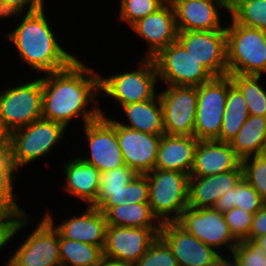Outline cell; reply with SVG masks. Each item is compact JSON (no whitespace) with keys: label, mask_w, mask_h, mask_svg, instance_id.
I'll list each match as a JSON object with an SVG mask.
<instances>
[{"label":"cell","mask_w":266,"mask_h":266,"mask_svg":"<svg viewBox=\"0 0 266 266\" xmlns=\"http://www.w3.org/2000/svg\"><path fill=\"white\" fill-rule=\"evenodd\" d=\"M115 129L125 165L137 174L155 169L162 135H151L124 127L118 121L103 116Z\"/></svg>","instance_id":"cell-15"},{"label":"cell","mask_w":266,"mask_h":266,"mask_svg":"<svg viewBox=\"0 0 266 266\" xmlns=\"http://www.w3.org/2000/svg\"><path fill=\"white\" fill-rule=\"evenodd\" d=\"M226 27L228 75L266 73V42L263 30L237 24Z\"/></svg>","instance_id":"cell-3"},{"label":"cell","mask_w":266,"mask_h":266,"mask_svg":"<svg viewBox=\"0 0 266 266\" xmlns=\"http://www.w3.org/2000/svg\"><path fill=\"white\" fill-rule=\"evenodd\" d=\"M97 266H135V264H131L128 262L116 261V260H112V259L103 257Z\"/></svg>","instance_id":"cell-46"},{"label":"cell","mask_w":266,"mask_h":266,"mask_svg":"<svg viewBox=\"0 0 266 266\" xmlns=\"http://www.w3.org/2000/svg\"><path fill=\"white\" fill-rule=\"evenodd\" d=\"M265 204L266 201L243 178L238 185L223 194L213 208L223 214L234 207L255 214Z\"/></svg>","instance_id":"cell-31"},{"label":"cell","mask_w":266,"mask_h":266,"mask_svg":"<svg viewBox=\"0 0 266 266\" xmlns=\"http://www.w3.org/2000/svg\"><path fill=\"white\" fill-rule=\"evenodd\" d=\"M41 118V77L0 92V120L10 133Z\"/></svg>","instance_id":"cell-7"},{"label":"cell","mask_w":266,"mask_h":266,"mask_svg":"<svg viewBox=\"0 0 266 266\" xmlns=\"http://www.w3.org/2000/svg\"><path fill=\"white\" fill-rule=\"evenodd\" d=\"M164 3L172 4L175 0H162Z\"/></svg>","instance_id":"cell-49"},{"label":"cell","mask_w":266,"mask_h":266,"mask_svg":"<svg viewBox=\"0 0 266 266\" xmlns=\"http://www.w3.org/2000/svg\"><path fill=\"white\" fill-rule=\"evenodd\" d=\"M137 70L109 77L100 76L102 97H112L121 107L135 102H143L154 98L158 80L157 68L153 59L140 58ZM108 96V97H107Z\"/></svg>","instance_id":"cell-6"},{"label":"cell","mask_w":266,"mask_h":266,"mask_svg":"<svg viewBox=\"0 0 266 266\" xmlns=\"http://www.w3.org/2000/svg\"><path fill=\"white\" fill-rule=\"evenodd\" d=\"M83 128L88 138L90 155L88 158L79 157L82 161L95 166L100 172L125 165L116 129L103 116Z\"/></svg>","instance_id":"cell-17"},{"label":"cell","mask_w":266,"mask_h":266,"mask_svg":"<svg viewBox=\"0 0 266 266\" xmlns=\"http://www.w3.org/2000/svg\"><path fill=\"white\" fill-rule=\"evenodd\" d=\"M175 1H189V0H175ZM202 1H225V0H202Z\"/></svg>","instance_id":"cell-48"},{"label":"cell","mask_w":266,"mask_h":266,"mask_svg":"<svg viewBox=\"0 0 266 266\" xmlns=\"http://www.w3.org/2000/svg\"><path fill=\"white\" fill-rule=\"evenodd\" d=\"M137 173L127 165L100 172V187L96 201L91 205L106 214L112 207L120 205V193Z\"/></svg>","instance_id":"cell-27"},{"label":"cell","mask_w":266,"mask_h":266,"mask_svg":"<svg viewBox=\"0 0 266 266\" xmlns=\"http://www.w3.org/2000/svg\"><path fill=\"white\" fill-rule=\"evenodd\" d=\"M229 5L234 1V0H225Z\"/></svg>","instance_id":"cell-50"},{"label":"cell","mask_w":266,"mask_h":266,"mask_svg":"<svg viewBox=\"0 0 266 266\" xmlns=\"http://www.w3.org/2000/svg\"><path fill=\"white\" fill-rule=\"evenodd\" d=\"M119 17L121 22L130 27L138 20L145 18L159 9L164 2L162 0H119Z\"/></svg>","instance_id":"cell-36"},{"label":"cell","mask_w":266,"mask_h":266,"mask_svg":"<svg viewBox=\"0 0 266 266\" xmlns=\"http://www.w3.org/2000/svg\"><path fill=\"white\" fill-rule=\"evenodd\" d=\"M230 145L241 160L266 153V117L249 115Z\"/></svg>","instance_id":"cell-26"},{"label":"cell","mask_w":266,"mask_h":266,"mask_svg":"<svg viewBox=\"0 0 266 266\" xmlns=\"http://www.w3.org/2000/svg\"><path fill=\"white\" fill-rule=\"evenodd\" d=\"M232 83L241 91L249 115L266 117V91L259 84L261 75H230Z\"/></svg>","instance_id":"cell-33"},{"label":"cell","mask_w":266,"mask_h":266,"mask_svg":"<svg viewBox=\"0 0 266 266\" xmlns=\"http://www.w3.org/2000/svg\"><path fill=\"white\" fill-rule=\"evenodd\" d=\"M0 19H1V0H0Z\"/></svg>","instance_id":"cell-52"},{"label":"cell","mask_w":266,"mask_h":266,"mask_svg":"<svg viewBox=\"0 0 266 266\" xmlns=\"http://www.w3.org/2000/svg\"><path fill=\"white\" fill-rule=\"evenodd\" d=\"M17 171L9 151L0 152V216L19 218L27 214L19 207L13 191Z\"/></svg>","instance_id":"cell-30"},{"label":"cell","mask_w":266,"mask_h":266,"mask_svg":"<svg viewBox=\"0 0 266 266\" xmlns=\"http://www.w3.org/2000/svg\"><path fill=\"white\" fill-rule=\"evenodd\" d=\"M159 92L167 135L194 136L197 87L166 86Z\"/></svg>","instance_id":"cell-11"},{"label":"cell","mask_w":266,"mask_h":266,"mask_svg":"<svg viewBox=\"0 0 266 266\" xmlns=\"http://www.w3.org/2000/svg\"><path fill=\"white\" fill-rule=\"evenodd\" d=\"M149 204L161 223L176 222L189 203V174L153 169L146 173Z\"/></svg>","instance_id":"cell-4"},{"label":"cell","mask_w":266,"mask_h":266,"mask_svg":"<svg viewBox=\"0 0 266 266\" xmlns=\"http://www.w3.org/2000/svg\"><path fill=\"white\" fill-rule=\"evenodd\" d=\"M229 15L237 24L260 30L266 29V0H234Z\"/></svg>","instance_id":"cell-34"},{"label":"cell","mask_w":266,"mask_h":266,"mask_svg":"<svg viewBox=\"0 0 266 266\" xmlns=\"http://www.w3.org/2000/svg\"><path fill=\"white\" fill-rule=\"evenodd\" d=\"M248 118L249 110L246 100L228 75V96L220 134L216 140L230 143Z\"/></svg>","instance_id":"cell-28"},{"label":"cell","mask_w":266,"mask_h":266,"mask_svg":"<svg viewBox=\"0 0 266 266\" xmlns=\"http://www.w3.org/2000/svg\"><path fill=\"white\" fill-rule=\"evenodd\" d=\"M243 179L240 164L235 170L206 177H189L190 208H213L217 200Z\"/></svg>","instance_id":"cell-22"},{"label":"cell","mask_w":266,"mask_h":266,"mask_svg":"<svg viewBox=\"0 0 266 266\" xmlns=\"http://www.w3.org/2000/svg\"><path fill=\"white\" fill-rule=\"evenodd\" d=\"M159 236L170 247L179 266H213L221 255L220 250L204 244L177 222L162 223Z\"/></svg>","instance_id":"cell-16"},{"label":"cell","mask_w":266,"mask_h":266,"mask_svg":"<svg viewBox=\"0 0 266 266\" xmlns=\"http://www.w3.org/2000/svg\"><path fill=\"white\" fill-rule=\"evenodd\" d=\"M230 256H232L231 260ZM230 256L228 255V257L225 258L221 254L213 266H239L237 258L233 254Z\"/></svg>","instance_id":"cell-45"},{"label":"cell","mask_w":266,"mask_h":266,"mask_svg":"<svg viewBox=\"0 0 266 266\" xmlns=\"http://www.w3.org/2000/svg\"><path fill=\"white\" fill-rule=\"evenodd\" d=\"M243 178L266 201V153L241 160Z\"/></svg>","instance_id":"cell-35"},{"label":"cell","mask_w":266,"mask_h":266,"mask_svg":"<svg viewBox=\"0 0 266 266\" xmlns=\"http://www.w3.org/2000/svg\"><path fill=\"white\" fill-rule=\"evenodd\" d=\"M75 157L63 165L66 174L63 189L91 206L98 195L100 171L95 166L82 161L79 156Z\"/></svg>","instance_id":"cell-24"},{"label":"cell","mask_w":266,"mask_h":266,"mask_svg":"<svg viewBox=\"0 0 266 266\" xmlns=\"http://www.w3.org/2000/svg\"><path fill=\"white\" fill-rule=\"evenodd\" d=\"M67 128L46 119L36 120L10 133L9 153L18 170L24 165L49 154L64 137Z\"/></svg>","instance_id":"cell-5"},{"label":"cell","mask_w":266,"mask_h":266,"mask_svg":"<svg viewBox=\"0 0 266 266\" xmlns=\"http://www.w3.org/2000/svg\"><path fill=\"white\" fill-rule=\"evenodd\" d=\"M135 266H179L170 247L158 235Z\"/></svg>","instance_id":"cell-37"},{"label":"cell","mask_w":266,"mask_h":266,"mask_svg":"<svg viewBox=\"0 0 266 266\" xmlns=\"http://www.w3.org/2000/svg\"><path fill=\"white\" fill-rule=\"evenodd\" d=\"M149 185L146 174H137L120 193V204L148 203Z\"/></svg>","instance_id":"cell-40"},{"label":"cell","mask_w":266,"mask_h":266,"mask_svg":"<svg viewBox=\"0 0 266 266\" xmlns=\"http://www.w3.org/2000/svg\"><path fill=\"white\" fill-rule=\"evenodd\" d=\"M176 222L214 249L226 246L231 254L238 244L226 224L224 214L214 208L187 207Z\"/></svg>","instance_id":"cell-13"},{"label":"cell","mask_w":266,"mask_h":266,"mask_svg":"<svg viewBox=\"0 0 266 266\" xmlns=\"http://www.w3.org/2000/svg\"><path fill=\"white\" fill-rule=\"evenodd\" d=\"M226 224L237 241L250 240V228L254 214L239 208H232L224 213Z\"/></svg>","instance_id":"cell-38"},{"label":"cell","mask_w":266,"mask_h":266,"mask_svg":"<svg viewBox=\"0 0 266 266\" xmlns=\"http://www.w3.org/2000/svg\"><path fill=\"white\" fill-rule=\"evenodd\" d=\"M61 266H97L103 256V248L89 243L63 238L59 234Z\"/></svg>","instance_id":"cell-32"},{"label":"cell","mask_w":266,"mask_h":266,"mask_svg":"<svg viewBox=\"0 0 266 266\" xmlns=\"http://www.w3.org/2000/svg\"><path fill=\"white\" fill-rule=\"evenodd\" d=\"M241 159L230 143L217 140H199L194 154L190 177H206L235 170Z\"/></svg>","instance_id":"cell-21"},{"label":"cell","mask_w":266,"mask_h":266,"mask_svg":"<svg viewBox=\"0 0 266 266\" xmlns=\"http://www.w3.org/2000/svg\"><path fill=\"white\" fill-rule=\"evenodd\" d=\"M29 216V214H25L19 218L0 216V250L6 246V243L10 242L15 234L30 224L28 223L30 221Z\"/></svg>","instance_id":"cell-42"},{"label":"cell","mask_w":266,"mask_h":266,"mask_svg":"<svg viewBox=\"0 0 266 266\" xmlns=\"http://www.w3.org/2000/svg\"><path fill=\"white\" fill-rule=\"evenodd\" d=\"M122 109L129 123L127 121L125 124L118 120L120 125L151 135L165 134L163 108L159 94L143 102L126 104L122 106Z\"/></svg>","instance_id":"cell-25"},{"label":"cell","mask_w":266,"mask_h":266,"mask_svg":"<svg viewBox=\"0 0 266 266\" xmlns=\"http://www.w3.org/2000/svg\"><path fill=\"white\" fill-rule=\"evenodd\" d=\"M159 81L171 86H200L213 76L178 42L153 58Z\"/></svg>","instance_id":"cell-9"},{"label":"cell","mask_w":266,"mask_h":266,"mask_svg":"<svg viewBox=\"0 0 266 266\" xmlns=\"http://www.w3.org/2000/svg\"><path fill=\"white\" fill-rule=\"evenodd\" d=\"M228 96V75L213 77L197 86L194 136L198 140L219 137Z\"/></svg>","instance_id":"cell-8"},{"label":"cell","mask_w":266,"mask_h":266,"mask_svg":"<svg viewBox=\"0 0 266 266\" xmlns=\"http://www.w3.org/2000/svg\"><path fill=\"white\" fill-rule=\"evenodd\" d=\"M172 6L178 32L226 30L221 24L219 12V9L229 12L226 1H174Z\"/></svg>","instance_id":"cell-19"},{"label":"cell","mask_w":266,"mask_h":266,"mask_svg":"<svg viewBox=\"0 0 266 266\" xmlns=\"http://www.w3.org/2000/svg\"><path fill=\"white\" fill-rule=\"evenodd\" d=\"M161 228H135L107 225L103 256L135 264L158 237Z\"/></svg>","instance_id":"cell-14"},{"label":"cell","mask_w":266,"mask_h":266,"mask_svg":"<svg viewBox=\"0 0 266 266\" xmlns=\"http://www.w3.org/2000/svg\"><path fill=\"white\" fill-rule=\"evenodd\" d=\"M239 263V266H266V252L253 240L238 241L231 253Z\"/></svg>","instance_id":"cell-39"},{"label":"cell","mask_w":266,"mask_h":266,"mask_svg":"<svg viewBox=\"0 0 266 266\" xmlns=\"http://www.w3.org/2000/svg\"><path fill=\"white\" fill-rule=\"evenodd\" d=\"M263 34H264V38H265V42H266V29L263 30Z\"/></svg>","instance_id":"cell-51"},{"label":"cell","mask_w":266,"mask_h":266,"mask_svg":"<svg viewBox=\"0 0 266 266\" xmlns=\"http://www.w3.org/2000/svg\"><path fill=\"white\" fill-rule=\"evenodd\" d=\"M58 230L63 238L89 243L98 247H104L105 231L107 227L106 217L98 208L88 206L80 216L75 215L55 226L52 214L46 211L43 214Z\"/></svg>","instance_id":"cell-20"},{"label":"cell","mask_w":266,"mask_h":266,"mask_svg":"<svg viewBox=\"0 0 266 266\" xmlns=\"http://www.w3.org/2000/svg\"><path fill=\"white\" fill-rule=\"evenodd\" d=\"M8 259L9 266H61L59 232L45 217Z\"/></svg>","instance_id":"cell-10"},{"label":"cell","mask_w":266,"mask_h":266,"mask_svg":"<svg viewBox=\"0 0 266 266\" xmlns=\"http://www.w3.org/2000/svg\"><path fill=\"white\" fill-rule=\"evenodd\" d=\"M107 225L135 228H161L149 203H133L112 207L106 214Z\"/></svg>","instance_id":"cell-29"},{"label":"cell","mask_w":266,"mask_h":266,"mask_svg":"<svg viewBox=\"0 0 266 266\" xmlns=\"http://www.w3.org/2000/svg\"><path fill=\"white\" fill-rule=\"evenodd\" d=\"M84 64L76 58L67 68L41 77L43 119L67 128L78 116L82 117L84 125L104 116L95 105L99 102L100 74ZM90 102L95 105L93 110L87 108Z\"/></svg>","instance_id":"cell-1"},{"label":"cell","mask_w":266,"mask_h":266,"mask_svg":"<svg viewBox=\"0 0 266 266\" xmlns=\"http://www.w3.org/2000/svg\"><path fill=\"white\" fill-rule=\"evenodd\" d=\"M45 0H1V19L18 17L44 8ZM29 6V7H28ZM27 10V11H26Z\"/></svg>","instance_id":"cell-41"},{"label":"cell","mask_w":266,"mask_h":266,"mask_svg":"<svg viewBox=\"0 0 266 266\" xmlns=\"http://www.w3.org/2000/svg\"><path fill=\"white\" fill-rule=\"evenodd\" d=\"M147 42L142 58L153 59L171 43L177 41L178 30L172 4L164 3L159 9L131 26Z\"/></svg>","instance_id":"cell-18"},{"label":"cell","mask_w":266,"mask_h":266,"mask_svg":"<svg viewBox=\"0 0 266 266\" xmlns=\"http://www.w3.org/2000/svg\"><path fill=\"white\" fill-rule=\"evenodd\" d=\"M44 12L45 8L25 13L18 27L5 35L16 46L22 63L33 71L50 73L67 68L78 56L60 46Z\"/></svg>","instance_id":"cell-2"},{"label":"cell","mask_w":266,"mask_h":266,"mask_svg":"<svg viewBox=\"0 0 266 266\" xmlns=\"http://www.w3.org/2000/svg\"><path fill=\"white\" fill-rule=\"evenodd\" d=\"M253 241L266 252V234L256 237Z\"/></svg>","instance_id":"cell-47"},{"label":"cell","mask_w":266,"mask_h":266,"mask_svg":"<svg viewBox=\"0 0 266 266\" xmlns=\"http://www.w3.org/2000/svg\"><path fill=\"white\" fill-rule=\"evenodd\" d=\"M177 41L213 77L228 75L226 30L178 32Z\"/></svg>","instance_id":"cell-12"},{"label":"cell","mask_w":266,"mask_h":266,"mask_svg":"<svg viewBox=\"0 0 266 266\" xmlns=\"http://www.w3.org/2000/svg\"><path fill=\"white\" fill-rule=\"evenodd\" d=\"M198 141L195 136L163 134L155 168L190 174Z\"/></svg>","instance_id":"cell-23"},{"label":"cell","mask_w":266,"mask_h":266,"mask_svg":"<svg viewBox=\"0 0 266 266\" xmlns=\"http://www.w3.org/2000/svg\"><path fill=\"white\" fill-rule=\"evenodd\" d=\"M266 234V204L254 214L250 228V240Z\"/></svg>","instance_id":"cell-43"},{"label":"cell","mask_w":266,"mask_h":266,"mask_svg":"<svg viewBox=\"0 0 266 266\" xmlns=\"http://www.w3.org/2000/svg\"><path fill=\"white\" fill-rule=\"evenodd\" d=\"M10 147V132L5 128L0 120V152L9 151Z\"/></svg>","instance_id":"cell-44"}]
</instances>
